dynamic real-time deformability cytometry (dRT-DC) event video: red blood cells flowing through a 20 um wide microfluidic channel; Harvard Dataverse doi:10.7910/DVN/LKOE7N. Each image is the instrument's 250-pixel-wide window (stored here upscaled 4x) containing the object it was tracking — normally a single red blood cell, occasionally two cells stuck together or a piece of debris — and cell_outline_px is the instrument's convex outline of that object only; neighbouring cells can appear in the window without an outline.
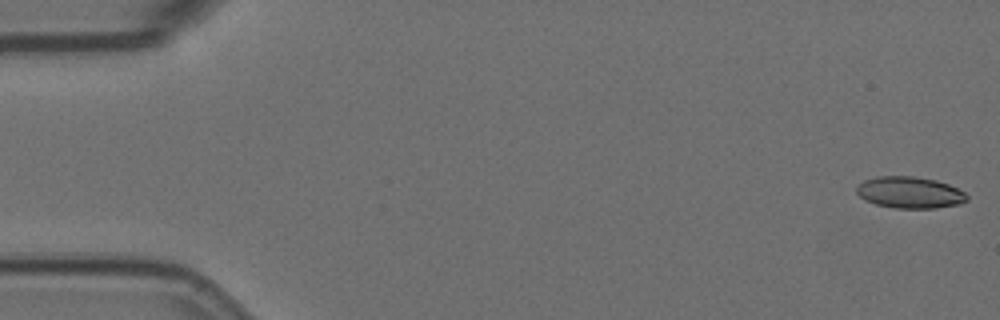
{"species": "Egyptian fruit bat (a non-hibernating species)", "species_latin": "Rousettus aegyptiacus", "temperature_condition": "room temperature", "stored_images_in_passage": 5, "camera_frame_rate_fps": 3000, "um_per_image_px": 0.085, "animal": {"sex": "female"}, "frame": {"image": 1, "passage_image": 1, "time_ms": 0.0, "image_size_px": [1000, 320], "cell_outline_px": [[968, 200], [960, 204], [936, 208], [896, 208], [876, 204], [864, 200], [856, 192], [856, 188], [864, 180], [876, 176], [912, 176], [936, 180], [948, 184], [964, 192], [968, 196]], "centroid_in_image_um": [77.33, 16.36], "position_along_channel_um": 7.7, "area_um2": 20.29}}
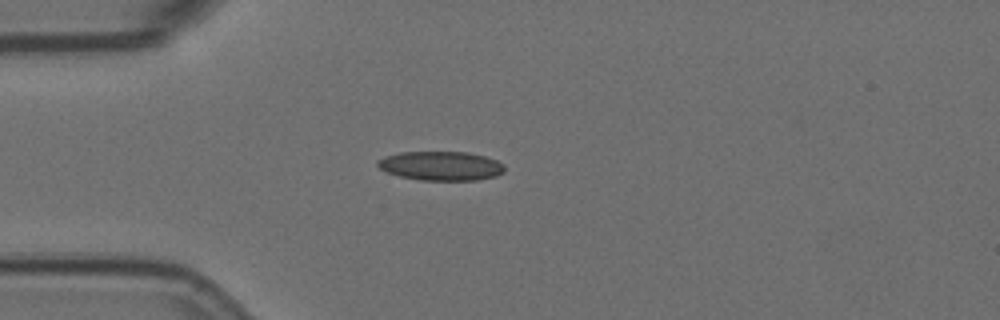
{"frame": {"image": 2, "passage_image": 5, "time_ms": 1.333, "image_size_px": [1000, 320], "cell_outline_px": [[504, 172], [496, 176], [476, 180], [420, 180], [400, 176], [384, 172], [376, 164], [376, 160], [384, 156], [400, 152], [468, 152], [484, 156], [496, 160], [504, 164]], "centroid_in_image_um": [37.45, 14.1], "position_along_channel_um": 47.5, "area_um2": 21.68}}